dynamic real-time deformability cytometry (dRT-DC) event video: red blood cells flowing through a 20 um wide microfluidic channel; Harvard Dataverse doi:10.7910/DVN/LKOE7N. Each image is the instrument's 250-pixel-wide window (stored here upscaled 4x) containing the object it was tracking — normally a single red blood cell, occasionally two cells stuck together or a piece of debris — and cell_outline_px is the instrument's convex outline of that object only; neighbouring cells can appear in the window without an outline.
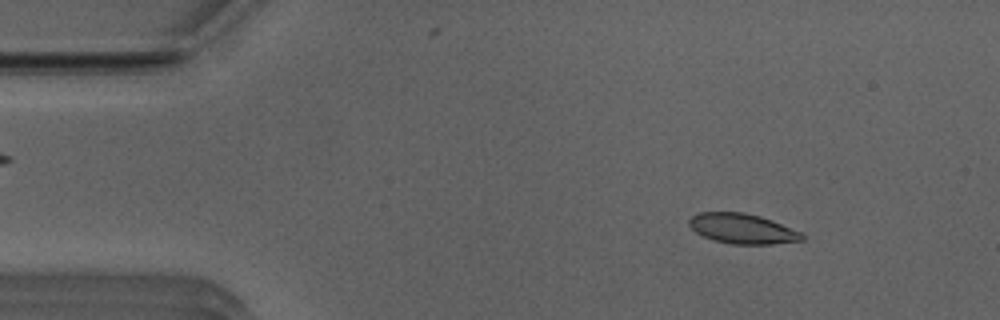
{"species": "Egyptian fruit bat (a non-hibernating species)", "species_latin": "Rousettus aegyptiacus", "temperature_condition": "room temperature", "stored_images_in_passage": 51, "camera_frame_rate_fps": 3000, "um_per_image_px": 0.085, "animal": {"sex": "male"}, "frame": {"image": 1, "passage_image": 6, "time_ms": 1.667, "image_size_px": [1000, 320], "cell_outline_px": [[804, 240], [772, 244], [732, 244], [712, 240], [696, 232], [688, 224], [688, 220], [692, 216], [700, 212], [744, 212], [760, 216], [772, 220], [800, 232], [804, 236]], "centroid_in_image_um": [63.09, 19.43], "position_along_channel_um": 21.9, "area_um2": 19.71}}
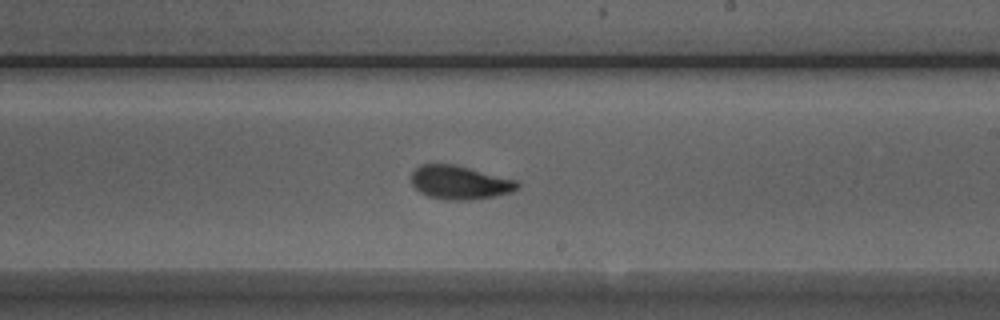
{"frame": {"image": 2, "passage_image": 29, "time_ms": 9.333, "image_size_px": [1000, 320], "cell_outline_px": [[520, 188], [512, 192], [492, 196], [468, 200], [444, 200], [428, 196], [420, 192], [412, 184], [412, 172], [420, 164], [452, 164], [516, 180], [520, 184]], "centroid_in_image_um": [39.07, 15.52], "position_along_channel_um": 249.9, "area_um2": 20.58}}
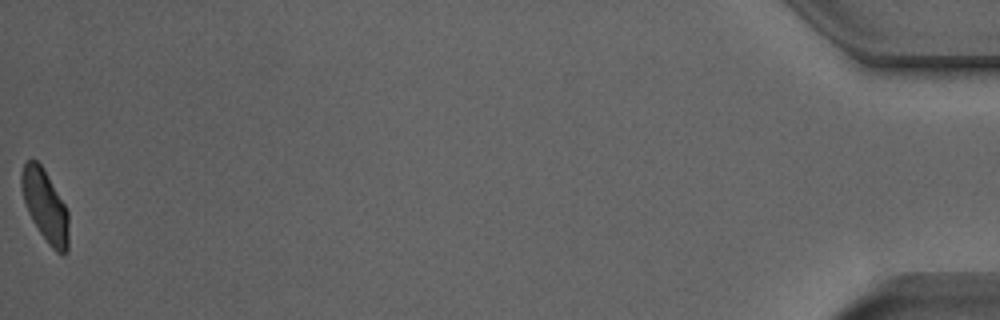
{"frame": {"image": 3, "passage_image": 51, "time_ms": 16.667, "image_size_px": [1000, 320], "cell_outline_px": [[68, 252], [64, 256], [60, 256], [48, 244], [32, 220], [28, 212], [20, 188], [20, 172], [24, 164], [28, 160], [36, 160], [44, 168], [64, 204], [68, 212]], "centroid_in_image_um": [3.83, 17.52], "position_along_channel_um": 431.4, "area_um2": 19.88}, "authors_computed_cell_mechanics": {"area_um2": 20.2878, "velocity_mm_per_s": 3.9325, "shape_relaxation_time_tau1_ms": 2.6054, "shape_relaxation_time_tau2_ms": 0.8997, "deformation_change_tau1": 0.1207, "deformation_change_tau2": 0.0457}}